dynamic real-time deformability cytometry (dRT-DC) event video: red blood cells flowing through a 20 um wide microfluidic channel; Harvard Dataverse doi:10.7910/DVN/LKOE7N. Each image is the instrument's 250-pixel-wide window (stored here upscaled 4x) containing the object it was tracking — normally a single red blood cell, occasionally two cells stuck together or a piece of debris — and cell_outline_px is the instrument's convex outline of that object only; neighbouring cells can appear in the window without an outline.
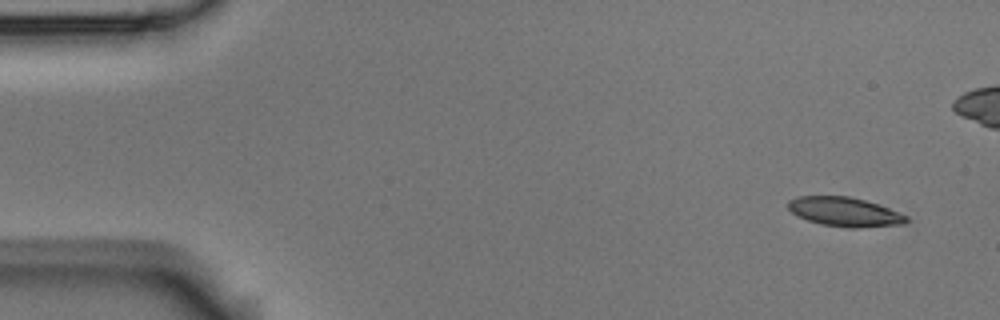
{"species": "Egyptian fruit bat (a non-hibernating species)", "species_latin": "Rousettus aegyptiacus", "temperature_condition": "room temperature", "stored_images_in_passage": 4, "camera_frame_rate_fps": 3000, "um_per_image_px": 0.085, "animal": {"sex": "male"}, "frame": {"image": 1, "passage_image": 1, "time_ms": 0.0, "image_size_px": [1000, 320], "cell_outline_px": [[908, 220], [904, 224], [860, 228], [848, 228], [820, 224], [796, 216], [788, 208], [788, 200], [796, 196], [848, 196], [864, 200], [888, 208], [908, 216]], "centroid_in_image_um": [71.77, 18.01], "position_along_channel_um": 13.2, "area_um2": 20.17}}